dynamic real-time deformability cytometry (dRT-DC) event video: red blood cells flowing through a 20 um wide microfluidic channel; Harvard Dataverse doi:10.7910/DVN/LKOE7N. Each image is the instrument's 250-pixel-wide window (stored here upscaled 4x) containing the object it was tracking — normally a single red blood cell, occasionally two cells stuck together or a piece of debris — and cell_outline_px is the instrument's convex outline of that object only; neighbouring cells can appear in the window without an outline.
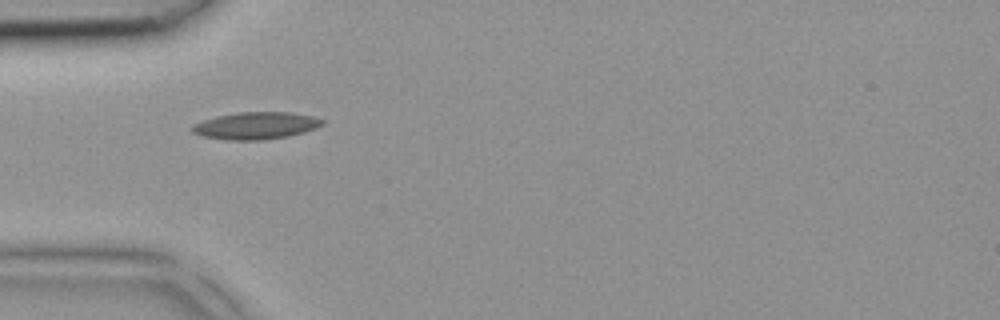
{"species": "common noctule bat (a hibernating species)", "species_latin": "Nyctalus noctula", "temperature_condition": "room temperature", "stored_images_in_passage": 7, "camera_frame_rate_fps": 3000, "um_per_image_px": 0.085, "animal": {"sex": "female", "body_mass_g": 18.4}, "frame": {"image": 1, "passage_image": 6, "time_ms": 1.667, "image_size_px": [1000, 320], "cell_outline_px": [[324, 124], [316, 128], [304, 132], [288, 136], [264, 140], [228, 140], [200, 136], [192, 132], [192, 124], [216, 116], [240, 112], [292, 112], [312, 116], [324, 120]], "centroid_in_image_um": [21.75, 10.68], "position_along_channel_um": 63.3, "area_um2": 20.69}}